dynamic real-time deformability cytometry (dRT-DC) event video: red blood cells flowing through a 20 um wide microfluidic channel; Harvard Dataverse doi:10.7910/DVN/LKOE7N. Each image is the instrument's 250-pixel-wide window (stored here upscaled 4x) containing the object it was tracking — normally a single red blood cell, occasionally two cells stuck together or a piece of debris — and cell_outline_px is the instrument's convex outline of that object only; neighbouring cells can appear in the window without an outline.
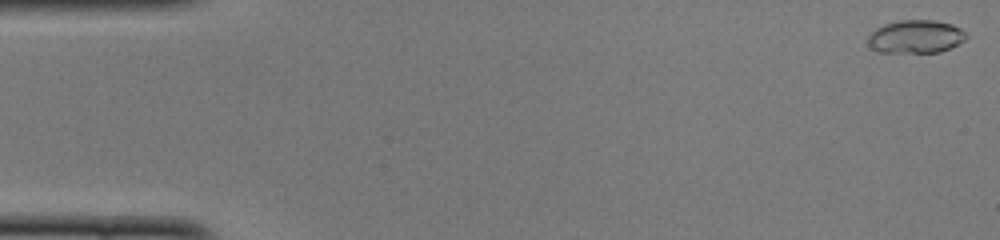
{"species": "common noctule bat (a hibernating species)", "species_latin": "Nyctalus noctula", "temperature_condition": "cold", "stored_images_in_passage": 12, "camera_frame_rate_fps": 3000, "um_per_image_px": 0.085, "animal": {"sex": "female", "body_mass_g": 22.0, "forearm_length_mm": 56.7}, "frame": {"image": 1, "passage_image": 1, "time_ms": 0.0, "image_size_px": [1000, 240], "cell_outline_px": [[968, 36], [964, 40], [940, 52], [876, 52], [868, 44], [868, 36], [876, 28], [884, 24], [900, 20], [932, 20], [952, 24], [960, 28]], "centroid_in_image_um": [77.81, 3.11], "position_along_channel_um": 7.2, "area_um2": 18.84}}